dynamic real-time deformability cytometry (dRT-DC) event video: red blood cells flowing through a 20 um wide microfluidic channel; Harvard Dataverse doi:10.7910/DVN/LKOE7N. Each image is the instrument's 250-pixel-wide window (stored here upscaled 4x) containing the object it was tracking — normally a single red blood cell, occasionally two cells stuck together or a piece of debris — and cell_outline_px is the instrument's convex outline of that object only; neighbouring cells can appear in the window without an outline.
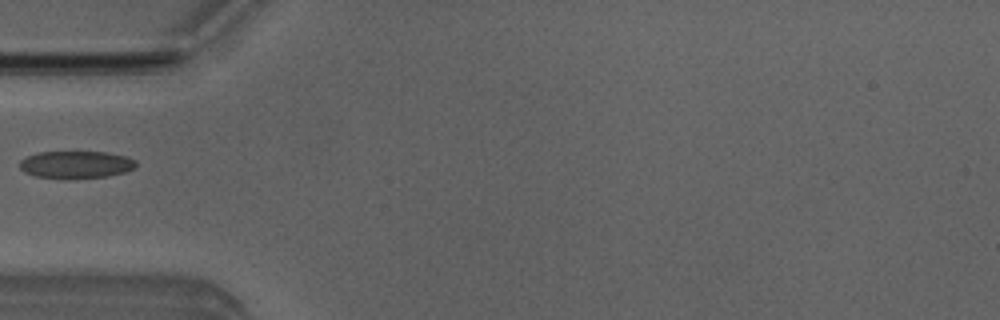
{"species": "Egyptian fruit bat (a non-hibernating species)", "species_latin": "Rousettus aegyptiacus", "temperature_condition": "room temperature", "stored_images_in_passage": 5, "camera_frame_rate_fps": 3000, "um_per_image_px": 0.085, "animal": {"sex": "male"}, "frame": {"image": 1, "passage_image": 5, "time_ms": 5.333, "image_size_px": [1000, 320], "cell_outline_px": [[136, 168], [124, 172], [108, 176], [68, 180], [32, 176], [24, 172], [20, 168], [20, 160], [28, 156], [40, 152], [108, 152], [124, 156], [136, 160]], "centroid_in_image_um": [6.45, 14.02], "position_along_channel_um": 78.6, "area_um2": 18.9}}